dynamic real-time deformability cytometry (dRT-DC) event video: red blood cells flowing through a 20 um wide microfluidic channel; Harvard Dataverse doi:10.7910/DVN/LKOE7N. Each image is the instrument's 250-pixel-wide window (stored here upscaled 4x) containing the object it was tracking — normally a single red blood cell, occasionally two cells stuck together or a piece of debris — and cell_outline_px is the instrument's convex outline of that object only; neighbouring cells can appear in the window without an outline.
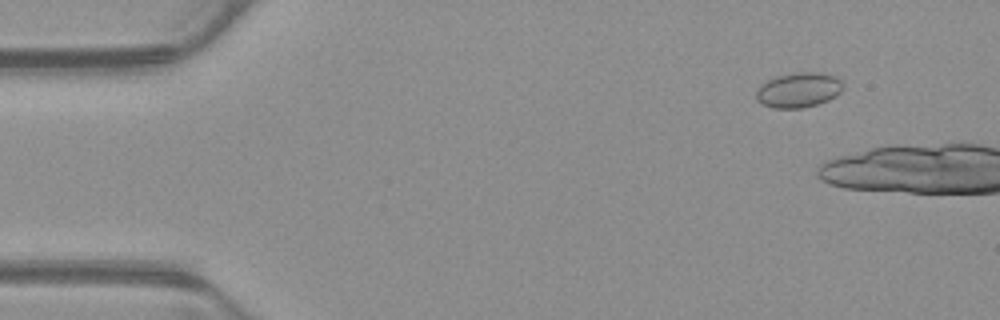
{"species": "common noctule bat (a hibernating species)", "species_latin": "Nyctalus noctula", "temperature_condition": "warm", "stored_images_in_passage": 19, "camera_frame_rate_fps": 3000, "um_per_image_px": 0.085, "animal": {"sex": "male", "body_mass_g": 23.1, "forearm_length_mm": 52.7}, "frame": {"image": 1, "passage_image": 4, "time_ms": 1.0, "image_size_px": [1000, 320], "cell_outline_px": [[844, 88], [836, 96], [828, 100], [804, 108], [772, 108], [760, 104], [756, 100], [756, 88], [760, 84], [776, 76], [796, 72], [820, 72], [836, 76], [840, 80]], "centroid_in_image_um": [67.85, 7.65], "position_along_channel_um": 17.2, "area_um2": 17.98}}
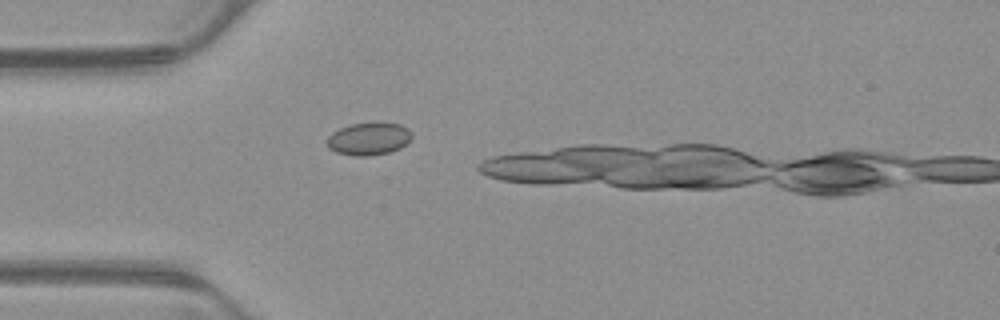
{"frame": {"image": 2, "passage_image": 14, "time_ms": 4.333, "image_size_px": [1000, 320], "cell_outline_px": [[412, 140], [400, 148], [388, 152], [368, 156], [356, 156], [336, 152], [328, 148], [328, 136], [332, 132], [340, 128], [352, 124], [376, 120], [400, 124], [408, 128], [412, 132]], "centroid_in_image_um": [31.39, 11.76], "position_along_channel_um": 53.6, "area_um2": 16.53}}
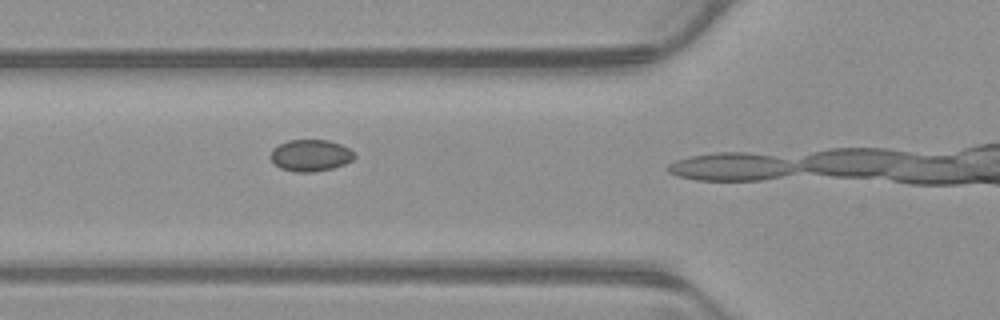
{"frame": {"image": 3, "passage_image": 18, "time_ms": 5.667, "image_size_px": [1000, 320], "cell_outline_px": [[356, 156], [352, 160], [344, 164], [332, 168], [312, 172], [296, 172], [280, 168], [272, 160], [272, 148], [288, 140], [328, 140], [340, 144], [348, 148]], "centroid_in_image_um": [26.4, 13.21], "position_along_channel_um": 99.4, "area_um2": 15.26}}